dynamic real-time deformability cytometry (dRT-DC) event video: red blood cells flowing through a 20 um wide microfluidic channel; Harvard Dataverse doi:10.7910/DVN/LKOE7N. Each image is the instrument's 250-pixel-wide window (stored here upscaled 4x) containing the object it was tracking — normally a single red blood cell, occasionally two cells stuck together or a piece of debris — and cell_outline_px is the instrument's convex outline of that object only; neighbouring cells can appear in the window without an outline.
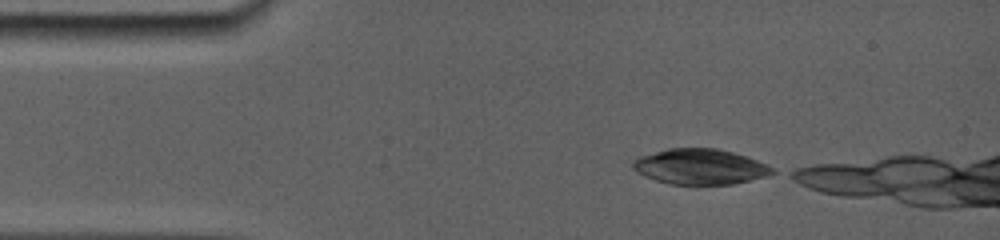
{"species": "common noctule bat (a hibernating species)", "species_latin": "Nyctalus noctula", "temperature_condition": "room temperature", "stored_images_in_passage": 21, "camera_frame_rate_fps": 5000, "um_per_image_px": 0.085, "animal": {"sex": "female", "body_mass_g": 19.0, "forearm_length_mm": 56.7}, "frame": {"image": 1, "passage_image": 1, "time_ms": 0.0, "image_size_px": [1000, 240], "cell_outline_px": [[780, 172], [732, 184], [668, 184], [644, 176], [636, 172], [632, 168], [632, 164], [636, 160], [644, 156], [672, 148], [712, 148], [744, 156], [764, 164]], "centroid_in_image_um": [59.49, 14.19], "position_along_channel_um": 25.5, "area_um2": 27.98}}